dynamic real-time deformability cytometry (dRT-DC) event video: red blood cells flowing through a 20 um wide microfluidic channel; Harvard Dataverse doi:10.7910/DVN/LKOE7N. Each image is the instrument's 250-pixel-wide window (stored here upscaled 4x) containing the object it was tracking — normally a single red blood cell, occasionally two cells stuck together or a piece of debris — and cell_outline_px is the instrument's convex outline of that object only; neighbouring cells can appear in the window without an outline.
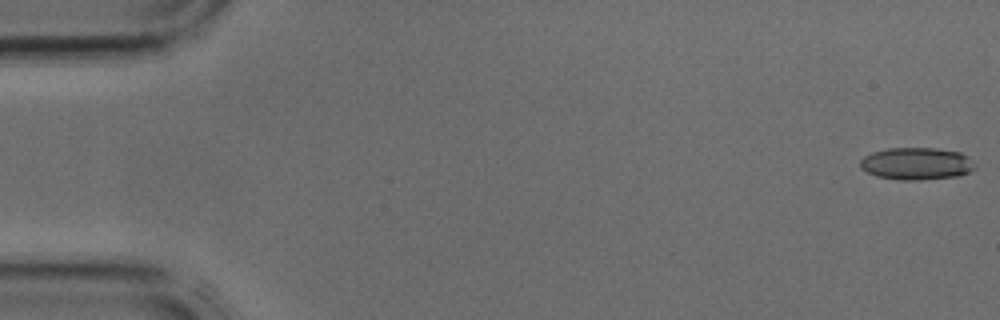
{"species": "common noctule bat (a hibernating species)", "species_latin": "Nyctalus noctula", "temperature_condition": "cold", "stored_images_in_passage": 2, "camera_frame_rate_fps": 3000, "um_per_image_px": 0.085, "animal": {"sex": "male", "body_mass_g": 17.9, "forearm_length_mm": 54.2}, "frame": {"image": 1, "passage_image": 1, "time_ms": 0.0, "image_size_px": [1000, 320], "cell_outline_px": [[976, 168], [960, 176], [920, 180], [900, 180], [876, 176], [860, 168], [860, 160], [864, 156], [872, 152], [888, 148], [936, 148], [960, 152], [976, 164]], "centroid_in_image_um": [77.9, 13.91], "position_along_channel_um": 7.1, "area_um2": 21.68}}